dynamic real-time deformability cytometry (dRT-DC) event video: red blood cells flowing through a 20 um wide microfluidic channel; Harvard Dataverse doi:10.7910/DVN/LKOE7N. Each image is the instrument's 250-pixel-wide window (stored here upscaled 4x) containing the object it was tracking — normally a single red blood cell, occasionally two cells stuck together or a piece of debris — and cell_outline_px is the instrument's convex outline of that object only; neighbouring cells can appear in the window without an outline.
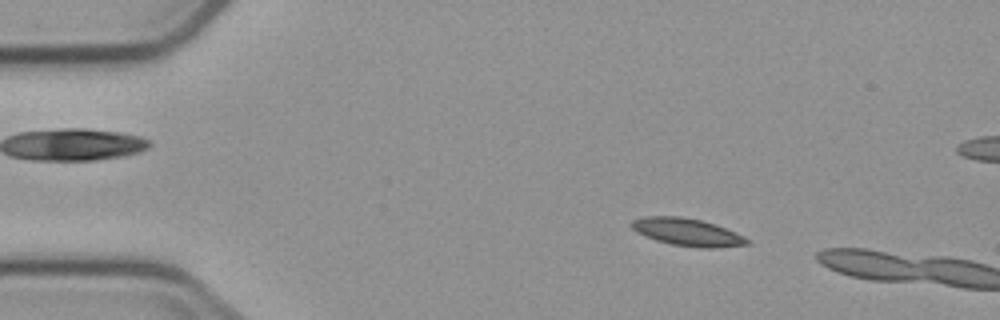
{"species": "common noctule bat (a hibernating species)", "species_latin": "Nyctalus noctula", "temperature_condition": "cold", "stored_images_in_passage": 4, "camera_frame_rate_fps": 3000, "um_per_image_px": 0.085, "animal": {"sex": "male", "body_mass_g": 23.1, "forearm_length_mm": 52.7}, "frame": {"image": 1, "passage_image": 3, "time_ms": 2.333, "image_size_px": [1000, 320], "cell_outline_px": [[752, 244], [720, 248], [700, 248], [672, 244], [656, 240], [644, 236], [636, 232], [628, 224], [632, 220], [644, 216], [680, 216], [700, 220], [716, 224], [736, 232], [752, 240]], "centroid_in_image_um": [58.46, 19.73], "position_along_channel_um": 26.5, "area_um2": 18.9}}